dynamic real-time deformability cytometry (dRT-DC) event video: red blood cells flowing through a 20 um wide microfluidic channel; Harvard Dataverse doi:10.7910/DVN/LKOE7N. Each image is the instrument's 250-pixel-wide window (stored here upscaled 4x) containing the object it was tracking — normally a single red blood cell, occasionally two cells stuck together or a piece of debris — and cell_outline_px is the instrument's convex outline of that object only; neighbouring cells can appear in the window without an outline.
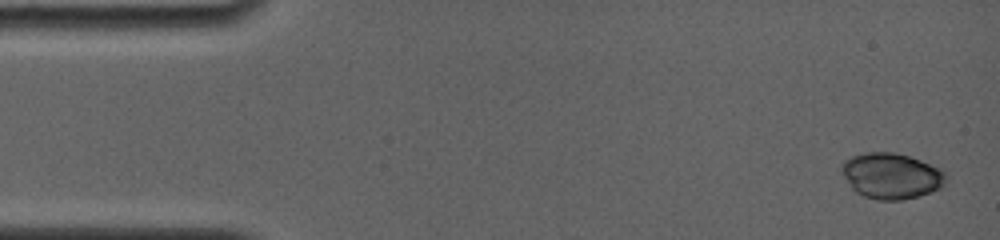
{"species": "common noctule bat (a hibernating species)", "species_latin": "Nyctalus noctula", "temperature_condition": "room temperature", "stored_images_in_passage": 5, "camera_frame_rate_fps": 4000, "um_per_image_px": 0.085, "animal": {"sex": "female", "body_mass_g": 19.0, "forearm_length_mm": 56.7}, "frame": {"image": 1, "passage_image": 1, "time_ms": 0.0, "image_size_px": [1000, 240], "cell_outline_px": [[948, 180], [944, 188], [920, 196], [900, 200], [880, 200], [864, 196], [856, 192], [852, 188], [844, 176], [840, 168], [840, 164], [844, 160], [852, 156], [864, 152], [892, 152], [908, 156], [920, 160], [940, 168], [948, 176]], "centroid_in_image_um": [75.8, 14.95], "position_along_channel_um": 9.2, "area_um2": 28.15}}